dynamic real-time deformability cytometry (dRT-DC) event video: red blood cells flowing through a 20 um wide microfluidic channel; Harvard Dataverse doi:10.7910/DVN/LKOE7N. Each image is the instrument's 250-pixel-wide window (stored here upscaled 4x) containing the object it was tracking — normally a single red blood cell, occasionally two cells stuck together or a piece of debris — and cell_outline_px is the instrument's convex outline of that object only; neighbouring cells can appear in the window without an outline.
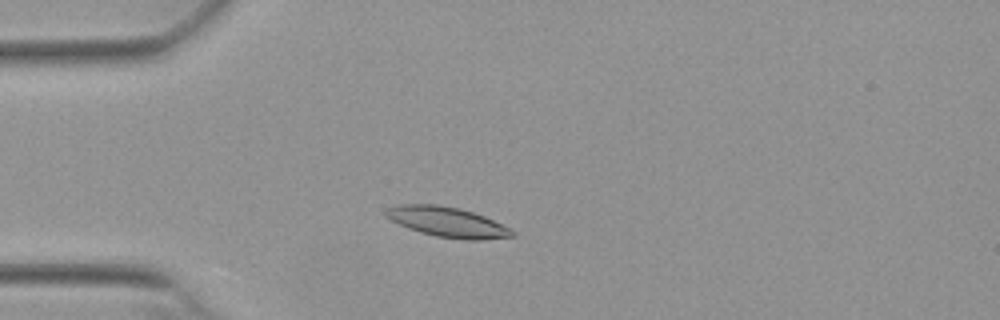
{"species": "Egyptian fruit bat (a non-hibernating species)", "species_latin": "Rousettus aegyptiacus", "temperature_condition": "warm", "stored_images_in_passage": 15, "camera_frame_rate_fps": 3000, "um_per_image_px": 0.085, "animal": {"sex": "female"}, "frame": {"image": 1, "passage_image": 10, "time_ms": 3.0, "image_size_px": [1000, 320], "cell_outline_px": [[516, 236], [480, 240], [464, 240], [436, 236], [420, 232], [408, 228], [384, 216], [384, 212], [388, 208], [400, 204], [436, 204], [456, 208], [472, 212], [484, 216], [512, 228], [516, 232]], "centroid_in_image_um": [38.06, 18.88], "position_along_channel_um": 46.9, "area_um2": 22.14}}
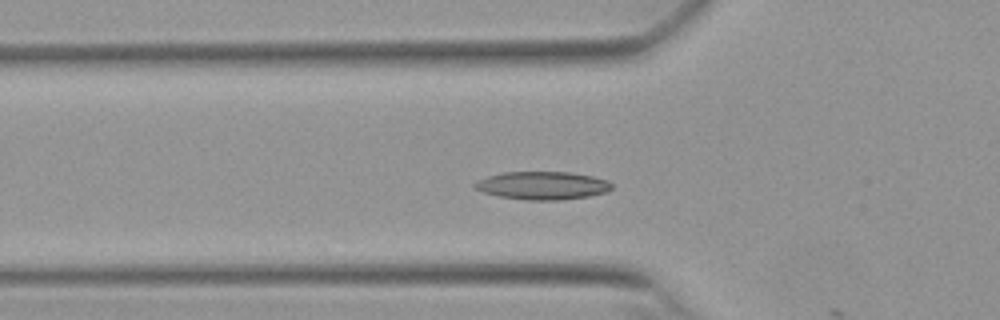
{"frame": {"image": 2, "passage_image": 14, "time_ms": 4.333, "image_size_px": [1000, 320], "cell_outline_px": [[612, 188], [604, 192], [588, 196], [560, 200], [524, 200], [500, 196], [484, 192], [476, 188], [472, 184], [476, 180], [488, 176], [504, 172], [572, 172], [592, 176], [608, 180], [612, 184]], "centroid_in_image_um": [46.1, 15.76], "position_along_channel_um": 79.7, "area_um2": 22.31}}